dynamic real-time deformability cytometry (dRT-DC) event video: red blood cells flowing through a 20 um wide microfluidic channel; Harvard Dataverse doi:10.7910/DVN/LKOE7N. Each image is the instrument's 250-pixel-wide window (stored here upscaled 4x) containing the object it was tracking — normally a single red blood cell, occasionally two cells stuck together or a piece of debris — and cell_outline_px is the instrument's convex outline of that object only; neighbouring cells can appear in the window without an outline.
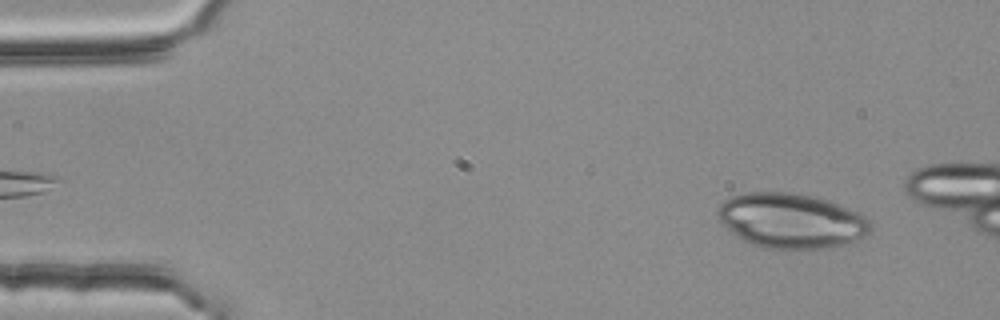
{"species": "common noctule bat (a hibernating species)", "species_latin": "Nyctalus noctula", "temperature_condition": "room temperature", "stored_images_in_passage": 16, "camera_frame_rate_fps": 3000, "um_per_image_px": 0.085, "animal": {"sex": "female", "body_mass_g": 25.1}, "frame": {"image": 1, "passage_image": 5, "time_ms": 1.333, "image_size_px": [1000, 320], "cell_outline_px": [[872, 232], [864, 236], [828, 248], [784, 252], [764, 248], [752, 244], [736, 236], [716, 216], [716, 212], [720, 204], [724, 200], [732, 196], [748, 192], [788, 192], [812, 196], [828, 200], [860, 212], [872, 224]], "centroid_in_image_um": [67.25, 18.79], "position_along_channel_um": 17.7, "area_um2": 49.53}}